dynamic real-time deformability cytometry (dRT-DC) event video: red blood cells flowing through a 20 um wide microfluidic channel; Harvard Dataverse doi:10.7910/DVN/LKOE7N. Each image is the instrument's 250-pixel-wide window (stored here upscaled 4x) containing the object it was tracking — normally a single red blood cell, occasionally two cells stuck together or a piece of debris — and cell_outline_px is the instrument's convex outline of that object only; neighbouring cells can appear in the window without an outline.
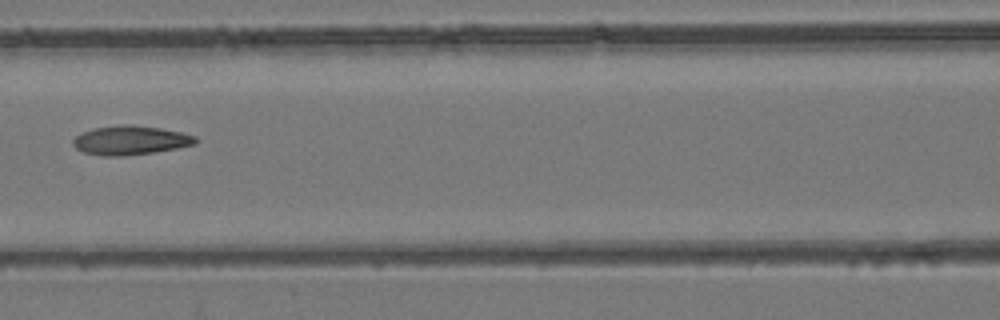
{"species": "common noctule bat (a hibernating species)", "species_latin": "Nyctalus noctula", "temperature_condition": "room temperature", "stored_images_in_passage": 9, "camera_frame_rate_fps": 3000, "um_per_image_px": 0.085, "animal": {"sex": "female", "body_mass_g": 24.6, "forearm_length_mm": 56.2}, "frame": {"image": 1, "passage_image": 7, "time_ms": 2.0, "image_size_px": [1000, 320], "cell_outline_px": [[196, 144], [176, 148], [152, 152], [120, 156], [104, 156], [84, 152], [76, 148], [72, 144], [72, 140], [76, 136], [92, 128], [132, 124], [160, 128], [180, 132], [196, 136]], "centroid_in_image_um": [11.07, 11.92], "position_along_channel_um": 155.5, "area_um2": 20.46}}
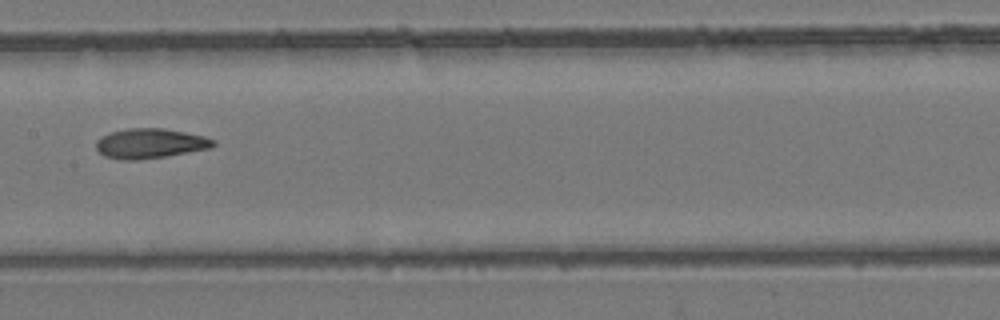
{"frame": {"image": 2, "passage_image": 8, "time_ms": 2.333, "image_size_px": [1000, 320], "cell_outline_px": [[216, 144], [212, 148], [164, 156], [136, 160], [120, 160], [104, 156], [96, 148], [96, 140], [112, 132], [128, 128], [164, 128], [204, 136], [216, 140]], "centroid_in_image_um": [12.78, 12.19], "position_along_channel_um": 194.6, "area_um2": 20.29}}
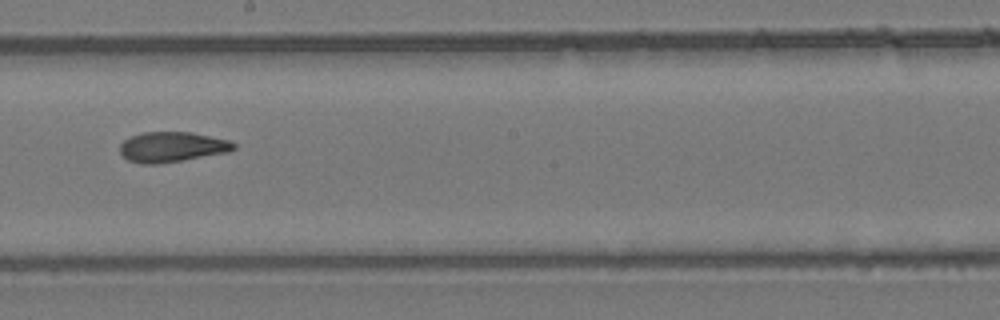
{"frame": {"image": 3, "passage_image": 9, "time_ms": 2.667, "image_size_px": [1000, 320], "cell_outline_px": [[236, 148], [228, 152], [184, 160], [156, 164], [144, 164], [128, 160], [120, 152], [120, 144], [124, 140], [140, 132], [192, 132], [228, 140], [236, 144]], "centroid_in_image_um": [14.62, 12.49], "position_along_channel_um": 233.6, "area_um2": 20.0}}